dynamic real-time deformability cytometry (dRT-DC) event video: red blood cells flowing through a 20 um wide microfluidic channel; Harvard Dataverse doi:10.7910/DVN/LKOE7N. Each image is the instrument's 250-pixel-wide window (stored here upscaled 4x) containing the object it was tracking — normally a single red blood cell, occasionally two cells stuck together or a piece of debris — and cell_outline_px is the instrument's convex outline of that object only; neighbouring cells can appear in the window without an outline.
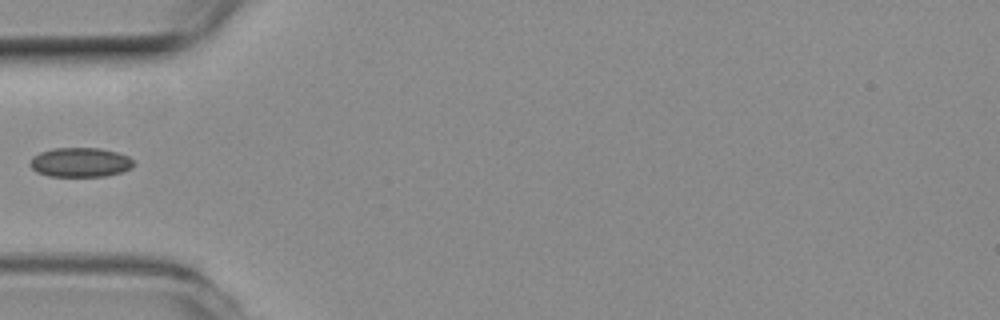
{"species": "common noctule bat (a hibernating species)", "species_latin": "Nyctalus noctula", "temperature_condition": "room temperature", "stored_images_in_passage": 4, "camera_frame_rate_fps": 3000, "um_per_image_px": 0.085, "animal": {"sex": "female", "body_mass_g": 19.3, "forearm_length_mm": 54.1}, "frame": {"image": 1, "passage_image": 4, "time_ms": 1.0, "image_size_px": [1000, 320], "cell_outline_px": [[132, 168], [124, 172], [104, 176], [48, 176], [36, 172], [28, 164], [32, 156], [40, 152], [52, 148], [100, 148], [116, 152], [128, 156], [132, 160]], "centroid_in_image_um": [6.79, 13.8], "position_along_channel_um": 78.2, "area_um2": 17.86}}